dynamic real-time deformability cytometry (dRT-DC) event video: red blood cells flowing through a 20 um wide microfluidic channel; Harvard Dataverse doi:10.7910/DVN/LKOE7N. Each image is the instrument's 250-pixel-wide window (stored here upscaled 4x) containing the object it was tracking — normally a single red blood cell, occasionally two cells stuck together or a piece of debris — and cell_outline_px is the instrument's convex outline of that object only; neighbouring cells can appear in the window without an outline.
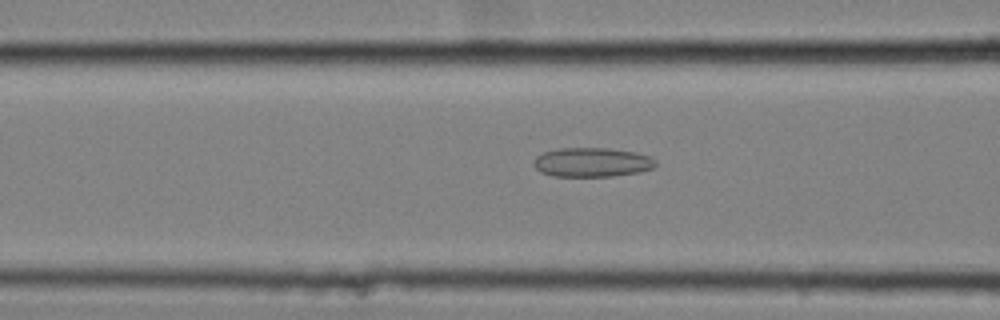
{"species": "common noctule bat (a hibernating species)", "species_latin": "Nyctalus noctula", "temperature_condition": "cold", "stored_images_in_passage": 47, "camera_frame_rate_fps": 3000, "um_per_image_px": 0.085, "animal": {"sex": "female", "body_mass_g": 25.1}, "frame": {"image": 1, "passage_image": 13, "time_ms": 4.0, "image_size_px": [1000, 320], "cell_outline_px": [[656, 164], [652, 168], [640, 172], [612, 176], [552, 176], [540, 172], [532, 164], [532, 160], [536, 156], [544, 152], [560, 148], [608, 148], [636, 152], [648, 156], [656, 160]], "centroid_in_image_um": [50.29, 13.79], "position_along_channel_um": 116.3, "area_um2": 20.87}}
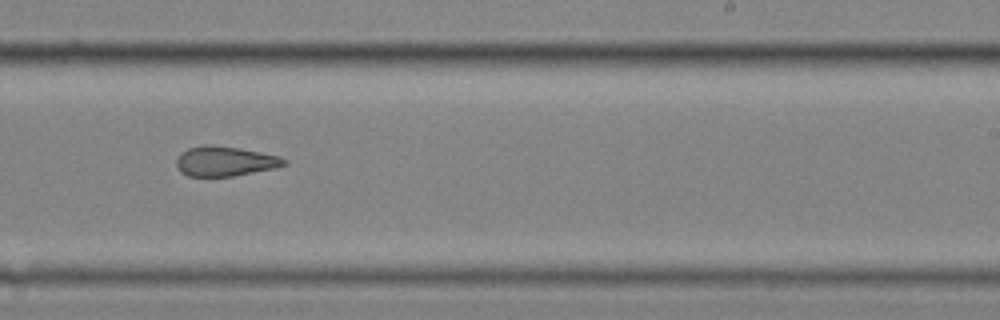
{"frame": {"image": 2, "passage_image": 26, "time_ms": 8.333, "image_size_px": [1000, 320], "cell_outline_px": [[288, 164], [276, 168], [232, 176], [188, 176], [180, 172], [176, 164], [176, 156], [180, 152], [188, 148], [204, 144], [212, 144], [260, 152], [280, 156], [288, 160]], "centroid_in_image_um": [19.11, 13.7], "position_along_channel_um": 269.9, "area_um2": 18.9}}
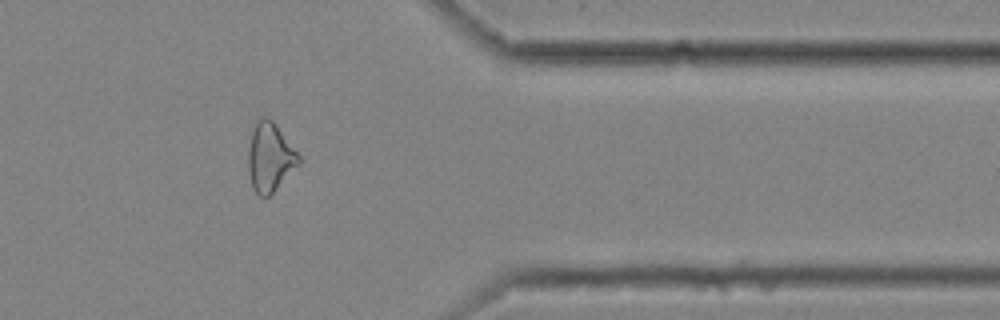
{"frame": {"image": 3, "passage_image": 37, "time_ms": 12.0, "image_size_px": [1000, 320], "cell_outline_px": [[300, 164], [268, 196], [260, 196], [252, 188], [248, 172], [248, 152], [252, 132], [260, 116], [264, 116], [272, 120], [276, 124], [300, 156]], "centroid_in_image_um": [22.94, 13.36], "position_along_channel_um": 388.5, "area_um2": 20.0}, "authors_computed_cell_mechanics": {"area_um2": 20.4612, "velocity_mm_per_s": 3.5482, "shape_relaxation_time_tau1_ms": null, "shape_relaxation_time_tau2_ms": 3.529, "deformation_change_tau1": null, "deformation_change_tau2": 0.1304}}